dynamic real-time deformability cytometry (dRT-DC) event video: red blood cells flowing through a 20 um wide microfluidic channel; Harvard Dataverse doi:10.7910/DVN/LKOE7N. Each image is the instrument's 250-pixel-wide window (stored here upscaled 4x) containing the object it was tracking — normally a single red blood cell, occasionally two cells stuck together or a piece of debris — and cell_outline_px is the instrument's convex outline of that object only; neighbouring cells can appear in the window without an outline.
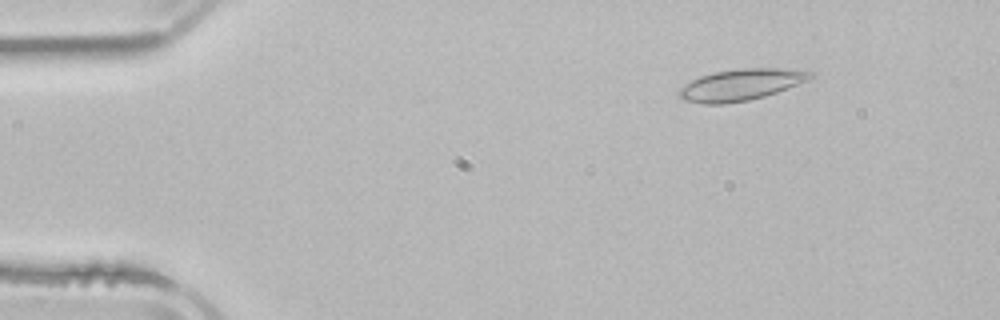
{"species": "common noctule bat (a hibernating species)", "species_latin": "Nyctalus noctula", "temperature_condition": "room temperature", "stored_images_in_passage": 3, "camera_frame_rate_fps": 3000, "um_per_image_px": 0.085, "animal": {"sex": "male", "body_mass_g": 21.5, "forearm_length_mm": 52.0}, "frame": {"image": 1, "passage_image": 1, "time_ms": 0.0, "image_size_px": [1000, 320], "cell_outline_px": [[816, 76], [808, 80], [776, 92], [764, 96], [748, 100], [724, 104], [704, 104], [684, 100], [676, 96], [676, 92], [680, 88], [692, 80], [700, 76], [712, 72], [740, 68], [784, 68], [812, 72]], "centroid_in_image_um": [62.94, 7.2], "position_along_channel_um": 22.1, "area_um2": 24.1}}
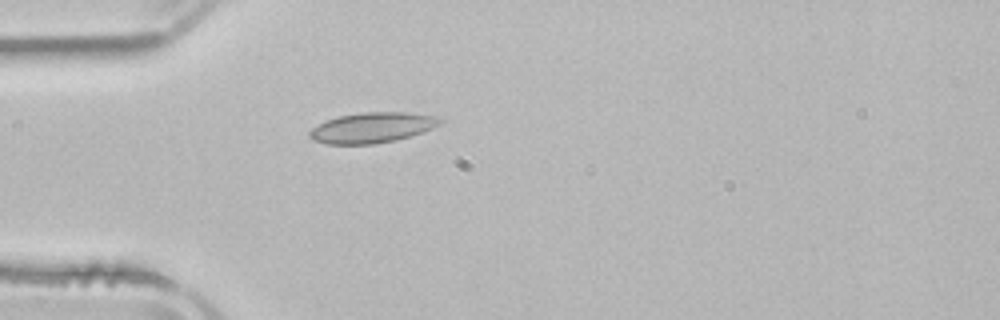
{"frame": {"image": 2, "passage_image": 3, "time_ms": 2.667, "image_size_px": [1000, 320], "cell_outline_px": [[444, 124], [396, 140], [372, 144], [328, 144], [312, 140], [308, 136], [308, 132], [312, 128], [328, 120], [340, 116], [360, 112], [408, 112], [436, 116], [444, 120]], "centroid_in_image_um": [31.65, 10.84], "position_along_channel_um": 53.3, "area_um2": 23.06}}